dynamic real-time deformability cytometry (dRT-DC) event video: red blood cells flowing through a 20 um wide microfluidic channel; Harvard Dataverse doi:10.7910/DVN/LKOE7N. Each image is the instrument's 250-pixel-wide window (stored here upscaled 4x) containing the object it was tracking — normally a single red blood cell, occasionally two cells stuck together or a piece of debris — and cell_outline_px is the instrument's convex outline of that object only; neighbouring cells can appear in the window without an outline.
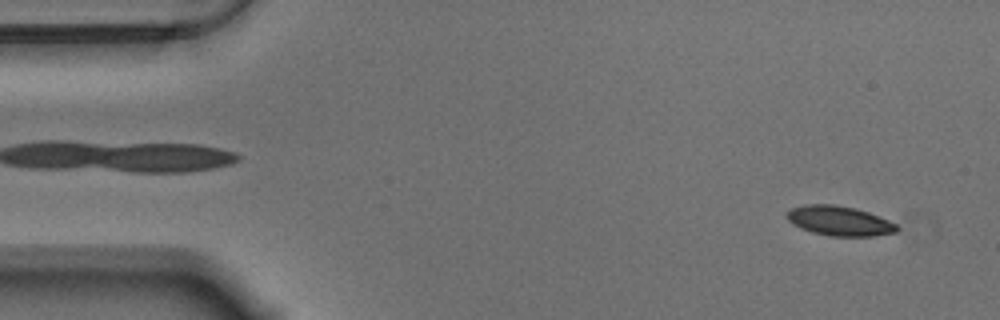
{"species": "Egyptian fruit bat (a non-hibernating species)", "species_latin": "Rousettus aegyptiacus", "temperature_condition": "warm", "stored_images_in_passage": 56, "camera_frame_rate_fps": 3000, "um_per_image_px": 0.085, "animal": {"sex": "male"}, "frame": {"image": 1, "passage_image": 3, "time_ms": 0.667, "image_size_px": [1000, 320], "cell_outline_px": [[900, 228], [896, 232], [872, 236], [828, 236], [812, 232], [800, 228], [792, 224], [784, 216], [784, 212], [792, 208], [804, 204], [832, 204], [856, 208], [868, 212], [888, 220], [896, 224]], "centroid_in_image_um": [71.3, 18.77], "position_along_channel_um": 13.7, "area_um2": 19.25}}
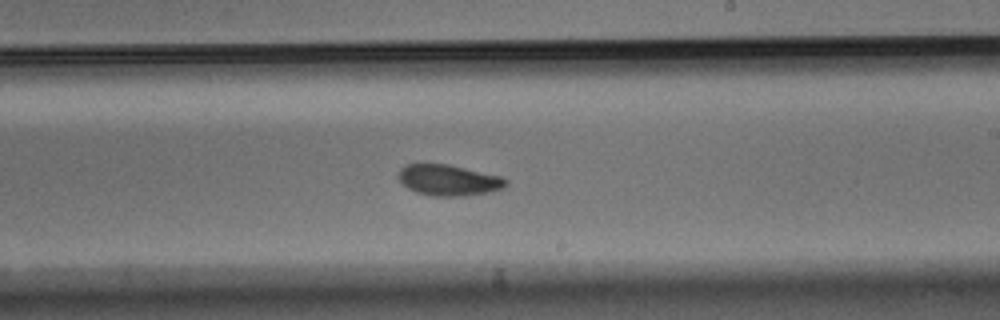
{"frame": {"image": 2, "passage_image": 32, "time_ms": 10.333, "image_size_px": [1000, 320], "cell_outline_px": [[508, 184], [504, 188], [488, 192], [464, 196], [432, 196], [416, 192], [408, 188], [396, 176], [400, 168], [404, 164], [448, 164], [500, 176], [508, 180]], "centroid_in_image_um": [38.12, 15.31], "position_along_channel_um": 250.9, "area_um2": 19.42}}
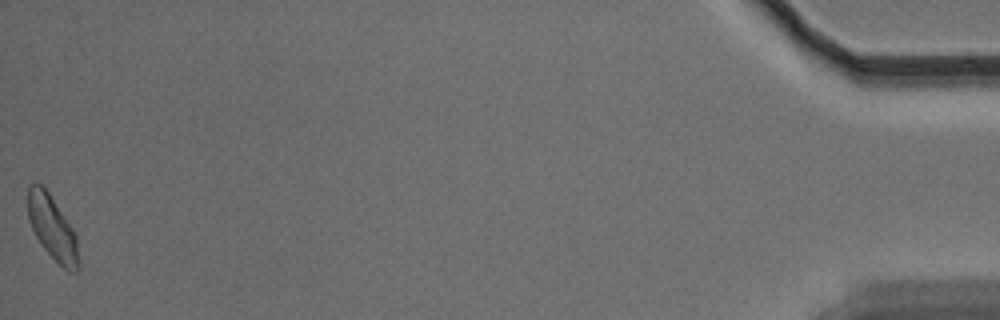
{"frame": {"image": 3, "passage_image": 56, "time_ms": 18.333, "image_size_px": [1000, 320], "cell_outline_px": [[80, 268], [76, 272], [68, 272], [40, 244], [28, 220], [28, 184], [32, 180], [36, 180], [48, 192], [72, 228], [76, 236]], "centroid_in_image_um": [4.44, 19.35], "position_along_channel_um": 430.8, "area_um2": 18.84}, "authors_computed_cell_mechanics": {"area_um2": 19.2763, "velocity_mm_per_s": 3.513, "shape_relaxation_time_tau1_ms": 5.737, "shape_relaxation_time_tau2_ms": 4.0175, "deformation_change_tau1": 0.1225, "deformation_change_tau2": 0.0787}}